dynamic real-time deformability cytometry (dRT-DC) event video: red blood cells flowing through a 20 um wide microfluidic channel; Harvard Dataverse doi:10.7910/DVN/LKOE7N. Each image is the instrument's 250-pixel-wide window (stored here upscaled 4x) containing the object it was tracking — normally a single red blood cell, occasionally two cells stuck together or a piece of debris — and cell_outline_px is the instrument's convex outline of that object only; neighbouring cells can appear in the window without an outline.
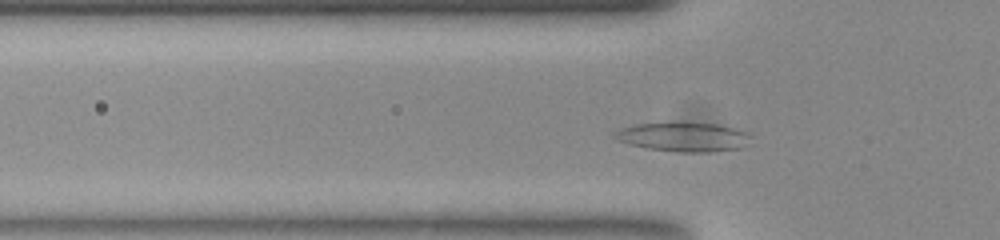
{"species": "common noctule bat (a hibernating species)", "species_latin": "Nyctalus noctula", "temperature_condition": "room temperature", "stored_images_in_passage": 40, "camera_frame_rate_fps": 3000, "um_per_image_px": 0.085, "animal": {"sex": "female", "body_mass_g": 23.0, "forearm_length_mm": 53.4}, "frame": {"image": 1, "passage_image": 9, "time_ms": 2.667, "image_size_px": [1000, 240], "cell_outline_px": [[748, 136], [740, 148], [708, 152], [684, 152], [648, 148], [632, 144], [620, 140], [612, 136], [616, 132], [624, 128], [636, 124], [684, 120], [716, 124], [732, 128], [744, 132]], "centroid_in_image_um": [58.04, 11.6], "position_along_channel_um": 67.8, "area_um2": 22.89}}
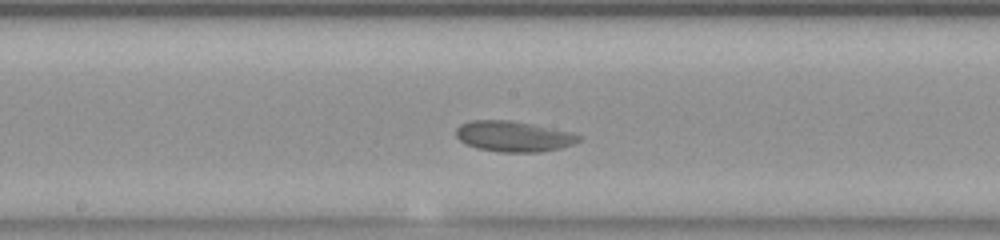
{"frame": {"image": 2, "passage_image": 20, "time_ms": 6.333, "image_size_px": [1000, 240], "cell_outline_px": [[580, 140], [572, 144], [560, 148], [540, 152], [500, 152], [476, 148], [460, 140], [456, 136], [456, 128], [460, 124], [468, 120], [508, 120], [532, 124], [572, 132], [580, 136]], "centroid_in_image_um": [43.62, 11.59], "position_along_channel_um": 204.6, "area_um2": 21.85}}
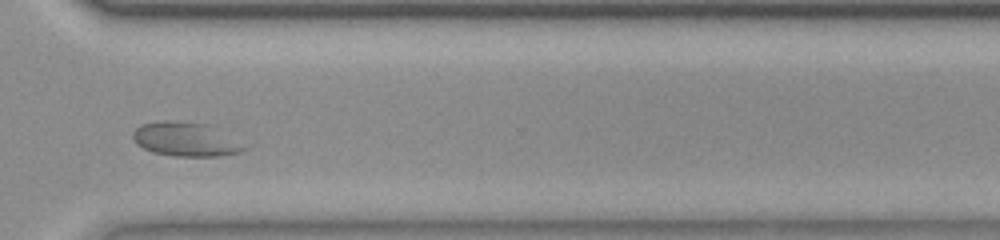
{"frame": {"image": 3, "passage_image": 32, "time_ms": 10.333, "image_size_px": [1000, 240], "cell_outline_px": [[244, 148], [240, 152], [220, 156], [176, 156], [152, 152], [136, 144], [132, 136], [132, 132], [140, 124], [164, 120], [168, 120], [204, 124]], "centroid_in_image_um": [15.58, 11.85], "position_along_channel_um": 355.0, "area_um2": 20.98}, "authors_computed_cell_mechanics": {"area_um2": 21.5883, "velocity_mm_per_s": 3.7485, "shape_relaxation_time_tau1_ms": null, "shape_relaxation_time_tau2_ms": 2.0055, "deformation_change_tau1": null, "deformation_change_tau2": 0.0472}}